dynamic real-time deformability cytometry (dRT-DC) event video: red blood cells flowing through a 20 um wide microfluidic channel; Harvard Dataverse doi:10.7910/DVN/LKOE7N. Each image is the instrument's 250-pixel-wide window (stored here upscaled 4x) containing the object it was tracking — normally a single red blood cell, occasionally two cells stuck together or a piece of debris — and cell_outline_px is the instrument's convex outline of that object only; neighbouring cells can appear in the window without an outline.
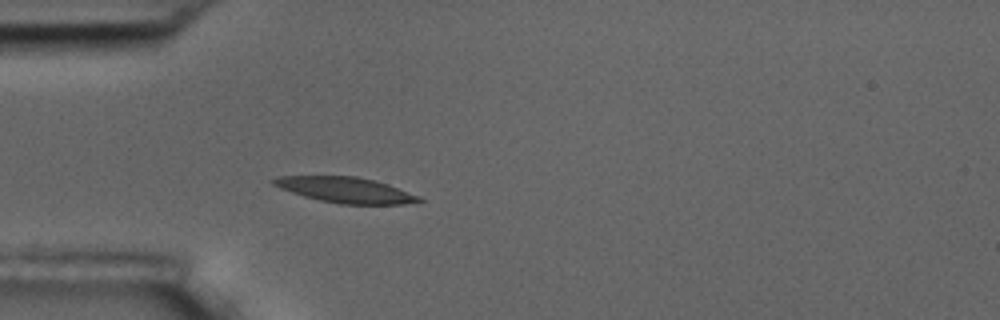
{"species": "common noctule bat (a hibernating species)", "species_latin": "Nyctalus noctula", "temperature_condition": "room temperature", "stored_images_in_passage": 1, "camera_frame_rate_fps": 3000, "um_per_image_px": 0.085, "animal": {"sex": "male", "body_mass_g": 17.5, "forearm_length_mm": 52.3}, "frame": {"image": 1, "passage_image": 1, "time_ms": 0.0, "image_size_px": [1000, 320], "cell_outline_px": [[424, 200], [404, 204], [340, 204], [320, 200], [304, 196], [280, 188], [272, 184], [268, 180], [280, 176], [356, 176], [388, 184], [420, 196]], "centroid_in_image_um": [29.35, 16.14], "position_along_channel_um": 55.6, "area_um2": 21.56}}